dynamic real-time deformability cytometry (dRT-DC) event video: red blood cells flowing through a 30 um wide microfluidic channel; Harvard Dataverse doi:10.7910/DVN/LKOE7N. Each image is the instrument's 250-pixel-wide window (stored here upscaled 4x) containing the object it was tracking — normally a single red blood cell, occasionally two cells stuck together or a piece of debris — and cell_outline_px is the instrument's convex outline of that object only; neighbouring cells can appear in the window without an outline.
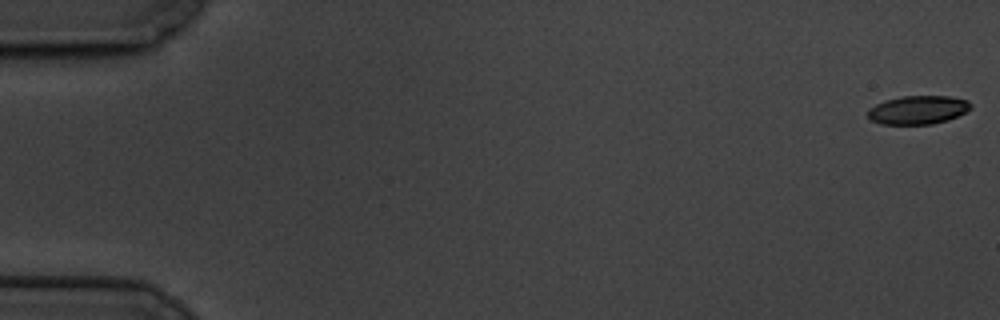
{"species": "common noctule bat (a hibernating species)", "species_latin": "Nyctalus noctula", "temperature_condition": "cold", "stored_images_in_passage": 60, "camera_frame_rate_fps": 3000, "um_per_image_px": 0.085, "animal": {"sex": "male", "body_mass_g": 19.5, "forearm_length_mm": 54.6}, "frame": {"image": 1, "passage_image": 1, "time_ms": 0.0, "image_size_px": [1000, 320], "cell_outline_px": [[972, 108], [948, 120], [932, 124], [880, 124], [872, 120], [868, 116], [868, 108], [884, 100], [900, 96], [948, 96], [968, 100], [972, 104]], "centroid_in_image_um": [78.02, 9.33], "position_along_channel_um": 7.0, "area_um2": 17.17}}
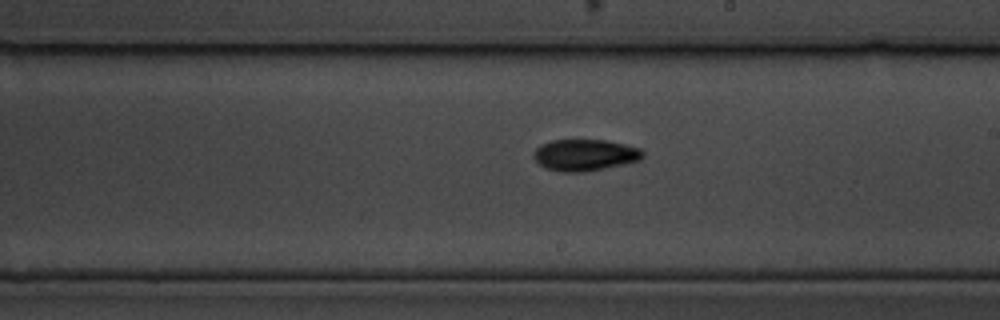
{"frame": {"image": 2, "passage_image": 35, "time_ms": 11.333, "image_size_px": [1000, 320], "cell_outline_px": [[644, 156], [640, 160], [624, 164], [604, 168], [580, 172], [560, 172], [544, 168], [532, 156], [532, 152], [540, 144], [552, 140], [608, 140], [640, 148], [644, 152]], "centroid_in_image_um": [49.69, 13.17], "position_along_channel_um": 239.3, "area_um2": 20.17}}
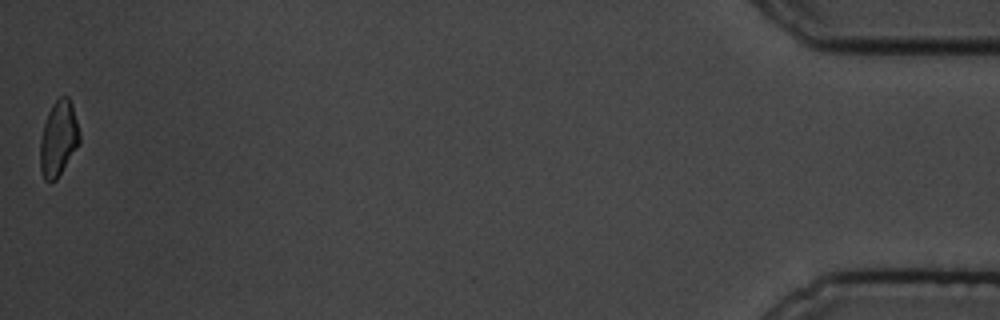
{"frame": {"image": 3, "passage_image": 60, "time_ms": 19.667, "image_size_px": [1000, 320], "cell_outline_px": [[80, 144], [56, 180], [44, 180], [40, 168], [40, 140], [44, 124], [48, 112], [52, 104], [60, 96], [68, 96], [72, 104], [80, 132]], "centroid_in_image_um": [4.98, 11.77], "position_along_channel_um": 430.2, "area_um2": 17.34}, "authors_computed_cell_mechanics": {"area_um2": 18.3804, "velocity_mm_per_s": 3.3869, "shape_relaxation_time_tau1_ms": 3.5895, "shape_relaxation_time_tau2_ms": 6.6225, "deformation_change_tau1": 0.1333, "deformation_change_tau2": 0.1168}}